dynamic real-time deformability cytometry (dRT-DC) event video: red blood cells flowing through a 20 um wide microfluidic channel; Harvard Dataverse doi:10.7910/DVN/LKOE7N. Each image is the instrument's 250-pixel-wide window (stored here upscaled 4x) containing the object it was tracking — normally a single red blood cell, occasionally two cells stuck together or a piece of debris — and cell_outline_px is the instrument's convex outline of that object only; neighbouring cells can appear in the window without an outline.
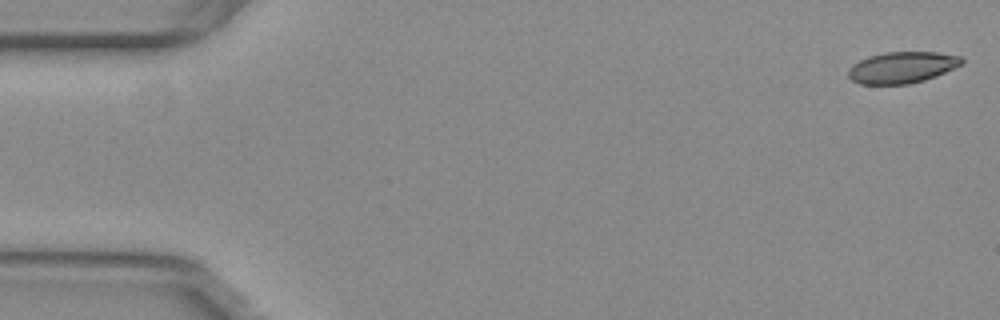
{"species": "common noctule bat (a hibernating species)", "species_latin": "Nyctalus noctula", "temperature_condition": "warm", "stored_images_in_passage": 15, "camera_frame_rate_fps": 3000, "um_per_image_px": 0.085, "animal": {"sex": "female", "body_mass_g": 29.2, "forearm_length_mm": 56.3}, "frame": {"image": 1, "passage_image": 1, "time_ms": 0.0, "image_size_px": [1000, 320], "cell_outline_px": [[964, 64], [936, 76], [924, 80], [908, 84], [860, 84], [852, 80], [848, 76], [848, 68], [852, 64], [868, 56], [884, 52], [936, 52], [960, 56], [964, 60]], "centroid_in_image_um": [76.68, 5.73], "position_along_channel_um": 8.3, "area_um2": 20.87}}
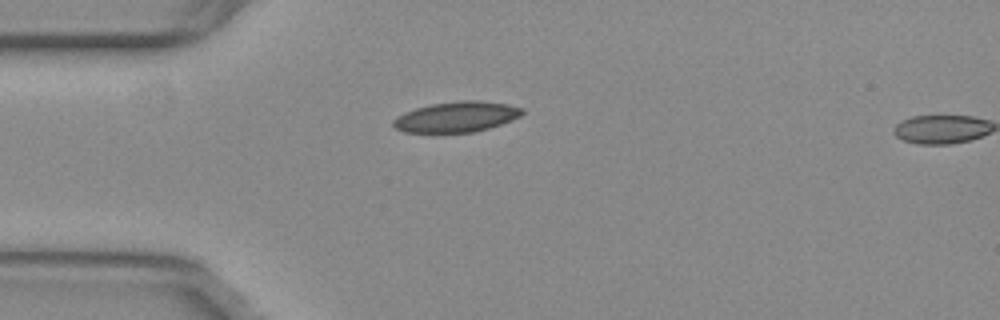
{"frame": {"image": 2, "passage_image": 14, "time_ms": 4.333, "image_size_px": [1000, 320], "cell_outline_px": [[524, 112], [520, 116], [512, 120], [488, 128], [472, 132], [404, 132], [396, 128], [392, 124], [392, 120], [396, 116], [404, 112], [416, 108], [432, 104], [460, 100], [480, 100], [508, 104], [524, 108]], "centroid_in_image_um": [38.81, 9.92], "position_along_channel_um": 46.2, "area_um2": 22.89}}